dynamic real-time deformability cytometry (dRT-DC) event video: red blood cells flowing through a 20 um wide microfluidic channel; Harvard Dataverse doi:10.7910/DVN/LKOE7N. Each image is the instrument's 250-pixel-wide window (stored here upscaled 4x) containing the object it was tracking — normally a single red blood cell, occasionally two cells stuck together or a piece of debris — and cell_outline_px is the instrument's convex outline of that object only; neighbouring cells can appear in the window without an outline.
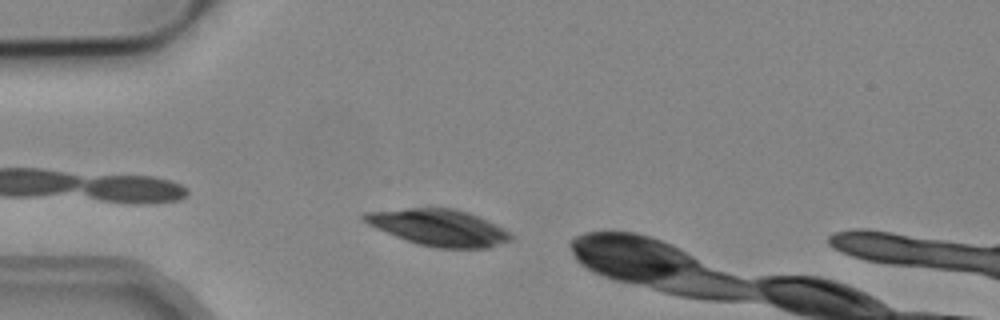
{"species": "common noctule bat (a hibernating species)", "species_latin": "Nyctalus noctula", "temperature_condition": "cold", "stored_images_in_passage": 7, "camera_frame_rate_fps": 3000, "um_per_image_px": 0.085, "animal": {"sex": "male", "body_mass_g": 19.2, "forearm_length_mm": 51.8}, "frame": {"image": 1, "passage_image": 4, "time_ms": 1.0, "image_size_px": [1000, 320], "cell_outline_px": [[512, 240], [488, 248], [436, 248], [420, 244], [396, 236], [376, 228], [368, 224], [360, 216], [364, 212], [408, 208], [456, 208], [468, 212], [496, 224], [508, 232], [512, 236]], "centroid_in_image_um": [37.3, 19.33], "position_along_channel_um": 47.7, "area_um2": 30.92}}